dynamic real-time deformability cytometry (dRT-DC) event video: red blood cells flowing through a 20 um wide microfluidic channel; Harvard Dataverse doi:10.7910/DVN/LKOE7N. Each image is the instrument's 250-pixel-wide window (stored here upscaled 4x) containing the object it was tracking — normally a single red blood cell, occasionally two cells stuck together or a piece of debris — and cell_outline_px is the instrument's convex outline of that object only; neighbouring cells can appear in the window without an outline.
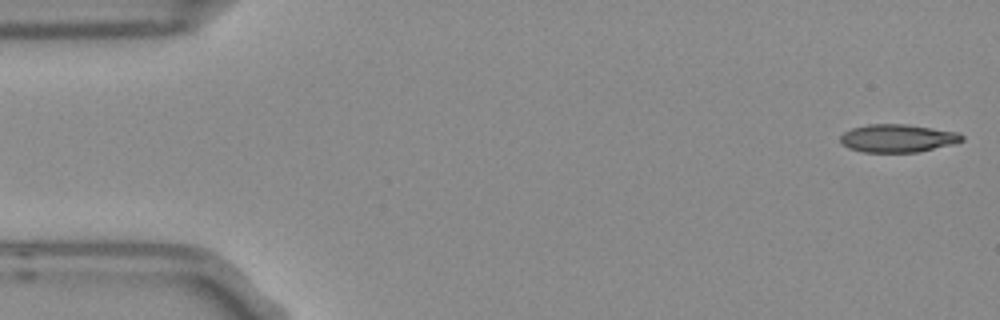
{"species": "Egyptian fruit bat (a non-hibernating species)", "species_latin": "Rousettus aegyptiacus", "temperature_condition": "room temperature", "stored_images_in_passage": 6, "camera_frame_rate_fps": 3000, "um_per_image_px": 0.085, "frame": {"image": 1, "passage_image": 1, "time_ms": 0.0, "image_size_px": [1000, 320], "cell_outline_px": [[964, 140], [952, 144], [916, 152], [864, 152], [848, 148], [840, 140], [840, 136], [844, 132], [852, 128], [868, 124], [904, 124], [960, 132], [964, 136]], "centroid_in_image_um": [76.31, 11.74], "position_along_channel_um": 8.7, "area_um2": 19.71}}
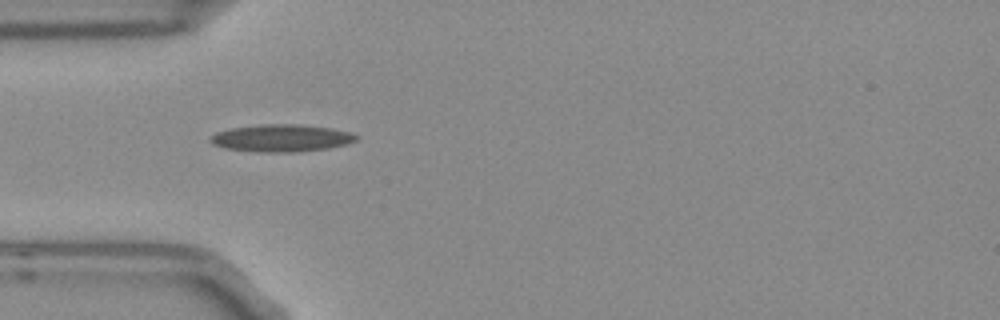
{"frame": {"image": 2, "passage_image": 5, "time_ms": 1.333, "image_size_px": [1000, 320], "cell_outline_px": [[360, 136], [356, 140], [344, 144], [328, 148], [292, 152], [260, 152], [224, 148], [212, 144], [208, 140], [216, 132], [232, 128], [260, 124], [300, 124], [332, 128], [352, 132]], "centroid_in_image_um": [23.92, 11.73], "position_along_channel_um": 61.1, "area_um2": 23.24}}
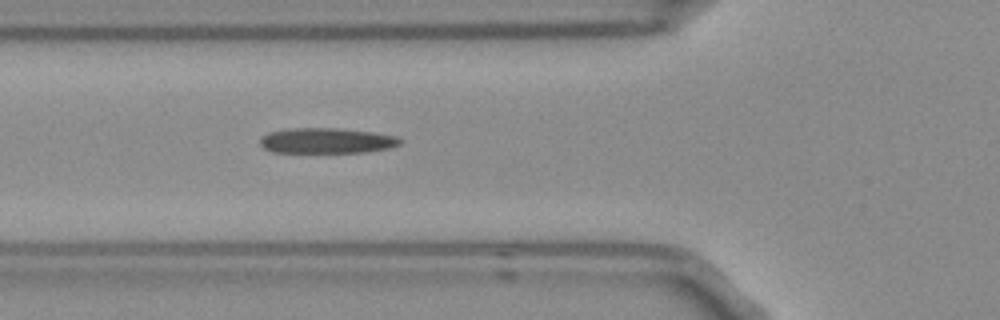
{"frame": {"image": 3, "passage_image": 6, "time_ms": 1.667, "image_size_px": [1000, 320], "cell_outline_px": [[404, 140], [400, 144], [392, 148], [368, 152], [272, 152], [264, 148], [260, 144], [260, 140], [268, 132], [288, 128], [340, 128], [372, 132], [396, 136]], "centroid_in_image_um": [27.81, 11.95], "position_along_channel_um": 98.0, "area_um2": 20.87}}